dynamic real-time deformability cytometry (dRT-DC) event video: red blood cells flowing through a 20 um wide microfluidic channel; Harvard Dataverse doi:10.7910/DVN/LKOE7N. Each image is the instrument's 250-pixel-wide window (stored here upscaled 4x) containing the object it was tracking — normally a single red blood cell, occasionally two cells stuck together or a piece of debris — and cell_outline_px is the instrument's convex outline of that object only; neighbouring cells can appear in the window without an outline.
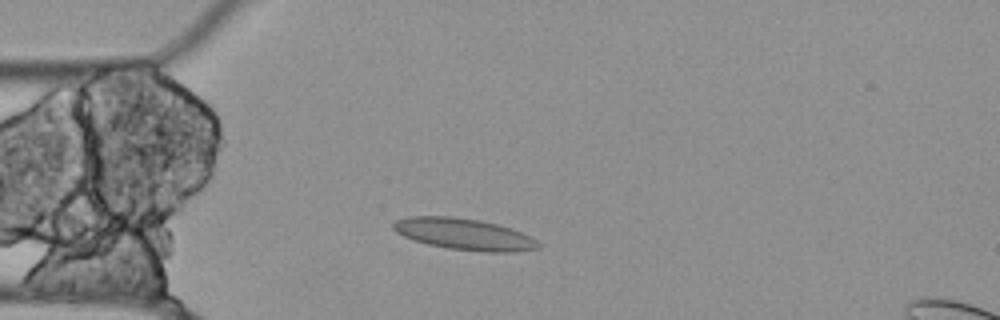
{"species": "Egyptian fruit bat (a non-hibernating species)", "species_latin": "Rousettus aegyptiacus", "temperature_condition": "cold", "stored_images_in_passage": 38, "camera_frame_rate_fps": 3000, "um_per_image_px": 0.085, "animal": {"sex": "female"}, "frame": {"image": 1, "passage_image": 3, "time_ms": 0.667, "image_size_px": [1000, 320], "cell_outline_px": [[540, 248], [516, 252], [484, 252], [448, 248], [428, 244], [412, 240], [396, 232], [392, 228], [392, 224], [396, 220], [408, 216], [452, 216], [480, 220], [496, 224], [520, 232], [536, 240], [540, 244]], "centroid_in_image_um": [39.41, 19.9], "position_along_channel_um": 45.6, "area_um2": 26.53}}
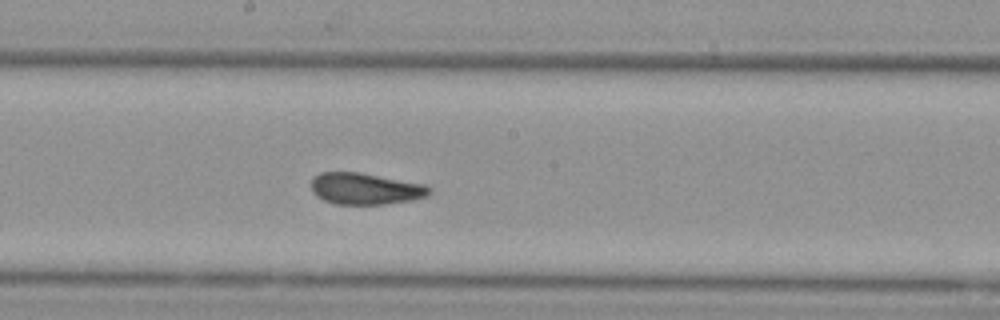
{"frame": {"image": 2, "passage_image": 18, "time_ms": 5.667, "image_size_px": [1000, 320], "cell_outline_px": [[432, 192], [428, 196], [412, 200], [384, 204], [336, 204], [324, 200], [316, 196], [312, 192], [312, 180], [320, 172], [360, 172], [428, 184], [432, 188]], "centroid_in_image_um": [31.12, 16.03], "position_along_channel_um": 217.1, "area_um2": 21.96}}
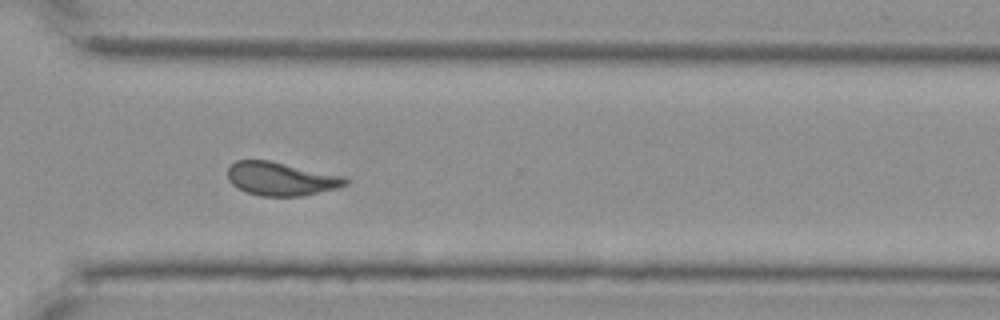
{"frame": {"image": 3, "passage_image": 29, "time_ms": 9.333, "image_size_px": [1000, 320], "cell_outline_px": [[352, 180], [348, 184], [336, 188], [300, 196], [260, 196], [248, 192], [232, 184], [228, 180], [228, 168], [236, 160], [268, 160], [348, 176]], "centroid_in_image_um": [23.95, 15.19], "position_along_channel_um": 346.6, "area_um2": 23.06}}